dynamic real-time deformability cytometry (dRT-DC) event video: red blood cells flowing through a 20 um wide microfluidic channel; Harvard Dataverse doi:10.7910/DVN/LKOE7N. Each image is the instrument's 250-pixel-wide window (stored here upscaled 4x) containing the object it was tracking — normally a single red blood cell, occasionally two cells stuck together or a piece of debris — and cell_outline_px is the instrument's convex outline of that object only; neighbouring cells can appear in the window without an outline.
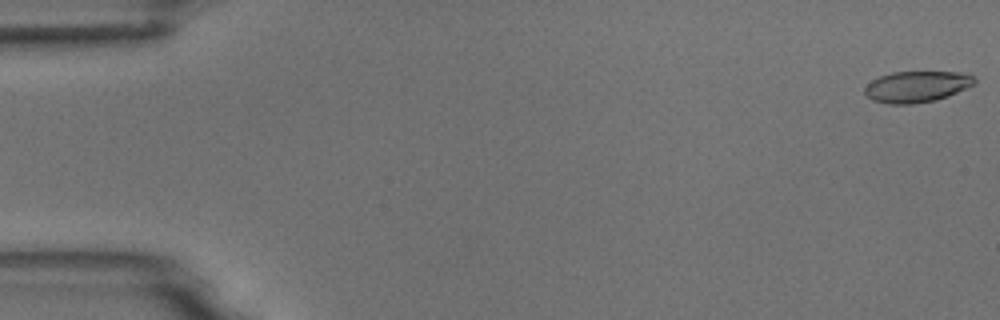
{"species": "common noctule bat (a hibernating species)", "species_latin": "Nyctalus noctula", "temperature_condition": "room temperature", "stored_images_in_passage": 6, "segment_of_instrument_passage": [2, 2], "camera_frame_rate_fps": 3000, "um_per_image_px": 0.085, "animal": {"sex": "male", "body_mass_g": 18.8}, "frame": {"image": 1, "passage_image": 6, "time_ms": 6.0, "image_size_px": [1000, 320], "cell_outline_px": [[976, 84], [948, 96], [936, 100], [912, 104], [888, 104], [872, 100], [864, 92], [864, 88], [872, 80], [880, 76], [892, 72], [968, 72], [976, 80]], "centroid_in_image_um": [77.95, 7.36], "position_along_channel_um": 7.1, "area_um2": 20.06}}